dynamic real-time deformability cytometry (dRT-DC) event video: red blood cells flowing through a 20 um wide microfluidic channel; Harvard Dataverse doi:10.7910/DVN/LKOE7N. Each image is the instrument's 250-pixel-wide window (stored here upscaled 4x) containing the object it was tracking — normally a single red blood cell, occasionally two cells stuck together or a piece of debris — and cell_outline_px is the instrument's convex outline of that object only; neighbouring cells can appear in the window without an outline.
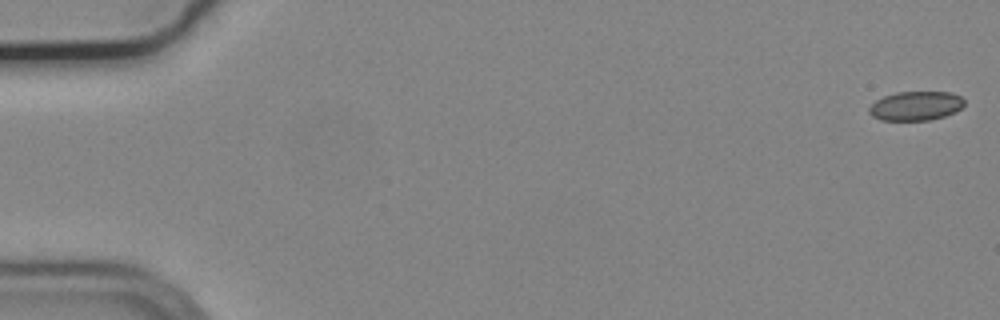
{"species": "common noctule bat (a hibernating species)", "species_latin": "Nyctalus noctula", "temperature_condition": "cold", "stored_images_in_passage": 56, "camera_frame_rate_fps": 3000, "um_per_image_px": 0.085, "animal": {"sex": "male", "body_mass_g": 19.2, "forearm_length_mm": 51.8}, "frame": {"image": 1, "passage_image": 1, "time_ms": 0.0, "image_size_px": [1000, 320], "cell_outline_px": [[964, 104], [956, 112], [944, 116], [928, 120], [880, 120], [872, 116], [868, 112], [868, 108], [876, 100], [884, 96], [896, 92], [952, 92], [960, 96], [964, 100]], "centroid_in_image_um": [77.83, 9.0], "position_along_channel_um": 7.2, "area_um2": 16.18}}
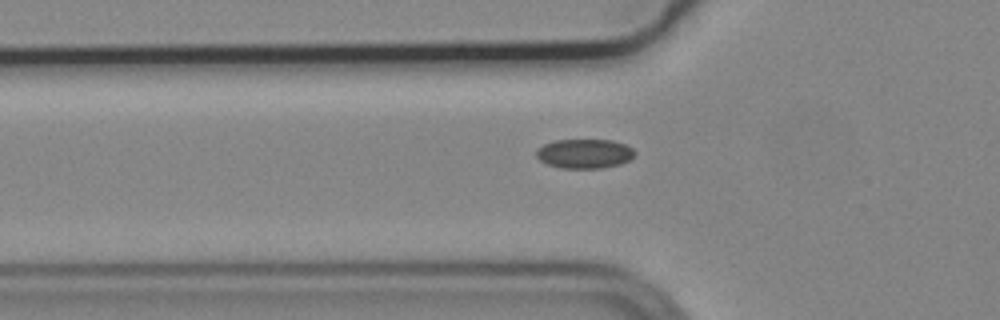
{"frame": {"image": 2, "passage_image": 19, "time_ms": 6.0, "image_size_px": [1000, 320], "cell_outline_px": [[636, 152], [628, 160], [620, 164], [600, 168], [560, 168], [548, 164], [540, 160], [536, 156], [536, 148], [544, 144], [556, 140], [612, 140], [624, 144], [632, 148]], "centroid_in_image_um": [49.65, 13.06], "position_along_channel_um": 76.1, "area_um2": 16.76}}
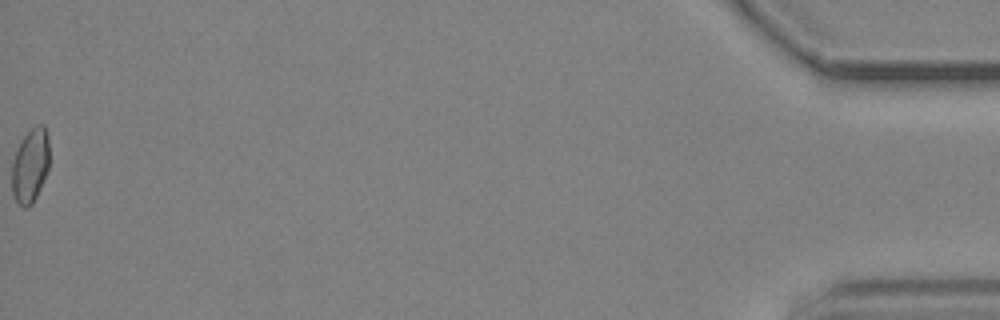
{"frame": {"image": 3, "passage_image": 56, "time_ms": 18.333, "image_size_px": [1000, 320], "cell_outline_px": [[48, 168], [36, 196], [32, 204], [28, 208], [24, 208], [12, 196], [12, 160], [16, 148], [20, 140], [36, 124], [44, 124], [48, 136]], "centroid_in_image_um": [2.55, 14.05], "position_along_channel_um": 432.7, "area_um2": 16.24}, "authors_computed_cell_mechanics": {"area_um2": 16.5019, "velocity_mm_per_s": 3.7144, "shape_relaxation_time_tau1_ms": null, "shape_relaxation_time_tau2_ms": 2.0902, "deformation_change_tau1": null, "deformation_change_tau2": 0.0516}}